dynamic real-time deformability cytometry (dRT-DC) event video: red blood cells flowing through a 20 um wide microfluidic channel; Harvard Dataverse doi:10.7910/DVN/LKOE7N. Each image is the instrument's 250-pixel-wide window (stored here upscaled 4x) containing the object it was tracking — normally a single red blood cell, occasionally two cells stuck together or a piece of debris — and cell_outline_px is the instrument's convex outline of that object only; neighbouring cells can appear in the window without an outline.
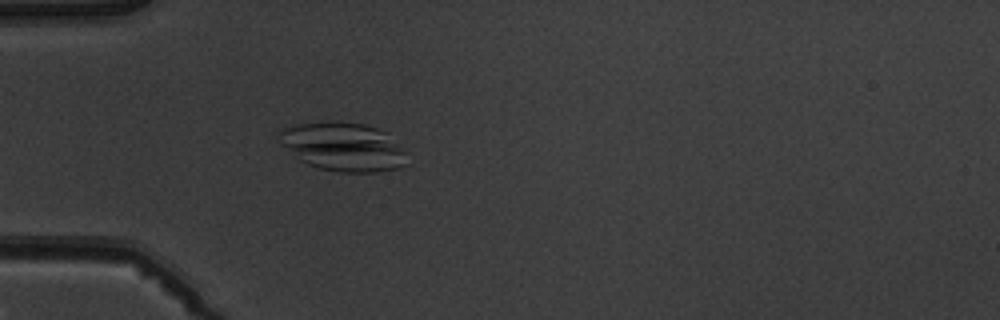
{"species": "common noctule bat (a hibernating species)", "species_latin": "Nyctalus noctula", "temperature_condition": "warm", "stored_images_in_passage": 3, "camera_frame_rate_fps": 3000, "um_per_image_px": 0.085, "animal": {"sex": "male", "body_mass_g": 19.5, "forearm_length_mm": 54.6}, "frame": {"image": 1, "passage_image": 3, "time_ms": 3.333, "image_size_px": [1000, 320], "cell_outline_px": [[408, 164], [400, 168], [380, 172], [336, 172], [320, 168], [308, 164], [300, 160], [280, 144], [276, 136], [284, 128], [296, 124], [336, 120], [340, 120], [364, 124], [388, 132], [404, 152]], "centroid_in_image_um": [29.17, 12.46], "position_along_channel_um": 55.8, "area_um2": 36.65}}